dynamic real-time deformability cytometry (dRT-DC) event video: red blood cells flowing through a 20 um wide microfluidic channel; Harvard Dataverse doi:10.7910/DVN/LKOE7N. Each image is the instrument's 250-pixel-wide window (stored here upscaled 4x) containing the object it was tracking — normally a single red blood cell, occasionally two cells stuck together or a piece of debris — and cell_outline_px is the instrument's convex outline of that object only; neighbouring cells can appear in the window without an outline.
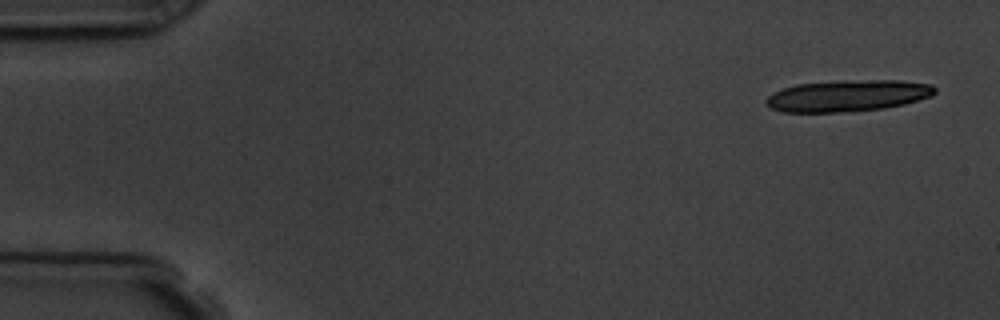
{"species": "common noctule bat (a hibernating species)", "species_latin": "Nyctalus noctula", "temperature_condition": "room temperature", "stored_images_in_passage": 6, "camera_frame_rate_fps": 3000, "um_per_image_px": 0.085, "animal": {"sex": "male", "body_mass_g": 19.5, "forearm_length_mm": 54.6}, "frame": {"image": 1, "passage_image": 1, "time_ms": 0.0, "image_size_px": [1000, 320], "cell_outline_px": [[936, 92], [932, 96], [904, 104], [884, 108], [836, 112], [784, 112], [772, 108], [764, 100], [772, 92], [796, 84], [840, 80], [900, 80], [932, 84], [936, 88]], "centroid_in_image_um": [72.07, 8.12], "position_along_channel_um": 12.9, "area_um2": 31.04}}